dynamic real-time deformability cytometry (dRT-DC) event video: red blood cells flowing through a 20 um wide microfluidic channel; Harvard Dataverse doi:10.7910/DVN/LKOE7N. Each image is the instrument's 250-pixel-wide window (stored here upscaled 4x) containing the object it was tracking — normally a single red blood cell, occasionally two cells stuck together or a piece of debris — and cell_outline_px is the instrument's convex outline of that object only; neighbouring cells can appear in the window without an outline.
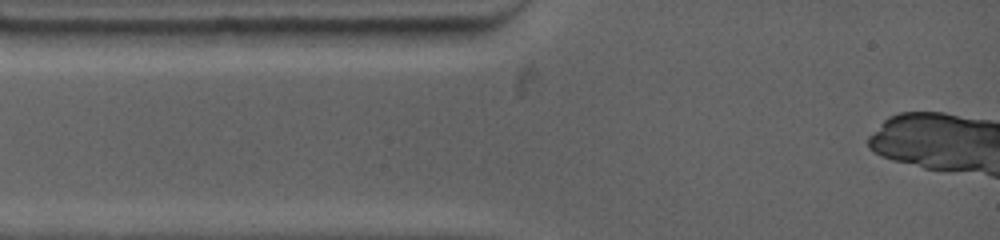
{"species": "common noctule bat (a hibernating species)", "species_latin": "Nyctalus noctula", "temperature_condition": "warm", "stored_images_in_passage": 1, "camera_frame_rate_fps": 4500, "um_per_image_px": 0.085, "animal": {"sex": "female", "body_mass_g": 19.0, "forearm_length_mm": 53.3}, "frame": {"image": 1, "passage_image": 1, "time_ms": 0.0, "image_size_px": [1000, 240], "cell_outline_px": [[484, 32], [460, 44], [416, 48], [404, 48], [360, 44], [340, 28], [484, 28]], "centroid_in_image_um": [35.05, 3.1], "position_along_channel_um": 49.9, "area_um2": 16.07}}